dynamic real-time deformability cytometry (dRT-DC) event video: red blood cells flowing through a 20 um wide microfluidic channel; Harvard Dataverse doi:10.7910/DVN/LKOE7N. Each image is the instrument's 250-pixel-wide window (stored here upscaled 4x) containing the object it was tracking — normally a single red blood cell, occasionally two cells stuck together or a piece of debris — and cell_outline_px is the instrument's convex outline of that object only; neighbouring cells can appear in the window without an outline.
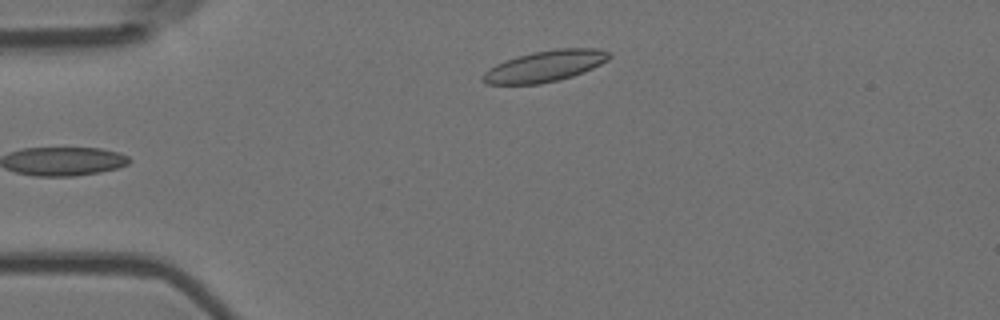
{"species": "Egyptian fruit bat (a non-hibernating species)", "species_latin": "Rousettus aegyptiacus", "temperature_condition": "room temperature", "stored_images_in_passage": 3, "camera_frame_rate_fps": 3000, "um_per_image_px": 0.085, "animal": {"sex": "female"}, "frame": {"image": 1, "passage_image": 3, "time_ms": 0.667, "image_size_px": [1000, 320], "cell_outline_px": [[612, 56], [608, 60], [592, 68], [572, 76], [560, 80], [540, 84], [484, 84], [480, 80], [480, 76], [488, 68], [496, 64], [516, 56], [532, 52], [556, 48], [596, 48], [612, 52]], "centroid_in_image_um": [46.3, 5.62], "position_along_channel_um": 38.7, "area_um2": 23.24}}